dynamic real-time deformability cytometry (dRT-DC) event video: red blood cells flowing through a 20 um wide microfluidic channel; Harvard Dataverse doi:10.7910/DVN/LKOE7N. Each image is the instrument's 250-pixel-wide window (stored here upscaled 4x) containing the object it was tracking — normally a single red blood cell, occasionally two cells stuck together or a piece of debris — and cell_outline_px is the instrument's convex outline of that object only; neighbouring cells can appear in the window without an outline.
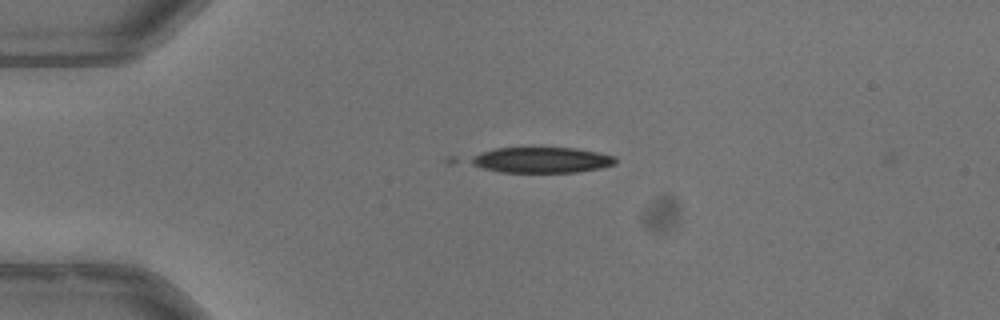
{"species": "common noctule bat (a hibernating species)", "species_latin": "Nyctalus noctula", "temperature_condition": "warm", "stored_images_in_passage": 4, "camera_frame_rate_fps": 3000, "um_per_image_px": 0.085, "animal": {"sex": "male", "body_mass_g": 13.3}, "frame": {"image": 1, "passage_image": 1, "time_ms": 0.0, "image_size_px": [1000, 320], "cell_outline_px": [[616, 164], [600, 168], [576, 172], [500, 172], [448, 164], [444, 160], [448, 156], [496, 148], [576, 148], [616, 156]], "centroid_in_image_um": [45.32, 13.6], "position_along_channel_um": 39.7, "area_um2": 24.16}}